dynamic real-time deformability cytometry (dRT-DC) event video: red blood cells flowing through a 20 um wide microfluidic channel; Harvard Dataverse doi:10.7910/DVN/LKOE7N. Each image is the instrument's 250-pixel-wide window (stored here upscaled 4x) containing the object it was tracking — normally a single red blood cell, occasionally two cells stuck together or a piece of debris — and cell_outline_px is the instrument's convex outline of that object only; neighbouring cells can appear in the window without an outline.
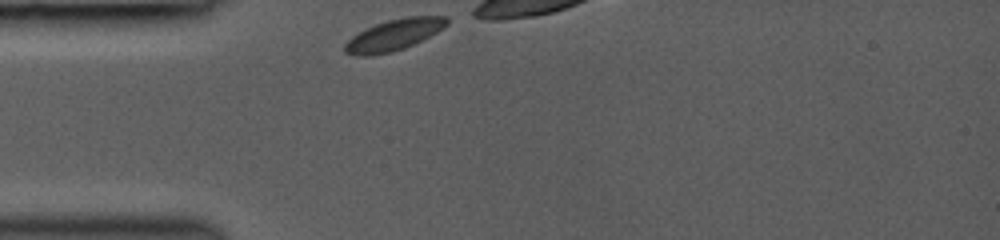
{"species": "common noctule bat (a hibernating species)", "species_latin": "Nyctalus noctula", "temperature_condition": "room temperature", "stored_images_in_passage": 29, "camera_frame_rate_fps": 3000, "um_per_image_px": 0.085, "animal": {"sex": "female", "body_mass_g": 19.0, "forearm_length_mm": 53.3}, "frame": {"image": 1, "passage_image": 1, "time_ms": 0.0, "image_size_px": [1000, 240], "cell_outline_px": [[448, 24], [444, 28], [404, 48], [392, 52], [372, 56], [356, 56], [344, 52], [344, 44], [352, 36], [376, 24], [388, 20], [408, 16], [448, 16]], "centroid_in_image_um": [33.47, 2.97], "position_along_channel_um": 51.5, "area_um2": 18.38}}
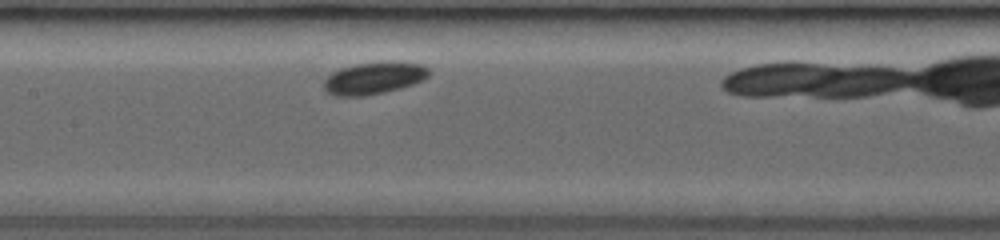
{"frame": {"image": 2, "passage_image": 11, "time_ms": 3.333, "image_size_px": [1000, 240], "cell_outline_px": [[432, 72], [424, 80], [400, 88], [384, 92], [364, 96], [336, 96], [328, 92], [324, 88], [324, 80], [332, 72], [340, 68], [356, 64], [420, 64], [428, 68]], "centroid_in_image_um": [31.75, 6.68], "position_along_channel_um": 175.7, "area_um2": 18.9}}
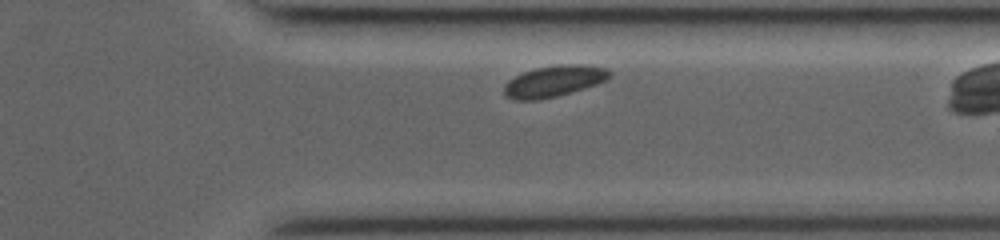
{"frame": {"image": 3, "passage_image": 25, "time_ms": 8.0, "image_size_px": [1000, 240], "cell_outline_px": [[612, 76], [608, 80], [584, 88], [556, 96], [540, 100], [512, 100], [504, 92], [504, 84], [508, 80], [524, 72], [536, 68], [560, 64], [584, 64], [608, 68], [612, 72]], "centroid_in_image_um": [47.13, 6.89], "position_along_channel_um": 364.3, "area_um2": 19.31}}